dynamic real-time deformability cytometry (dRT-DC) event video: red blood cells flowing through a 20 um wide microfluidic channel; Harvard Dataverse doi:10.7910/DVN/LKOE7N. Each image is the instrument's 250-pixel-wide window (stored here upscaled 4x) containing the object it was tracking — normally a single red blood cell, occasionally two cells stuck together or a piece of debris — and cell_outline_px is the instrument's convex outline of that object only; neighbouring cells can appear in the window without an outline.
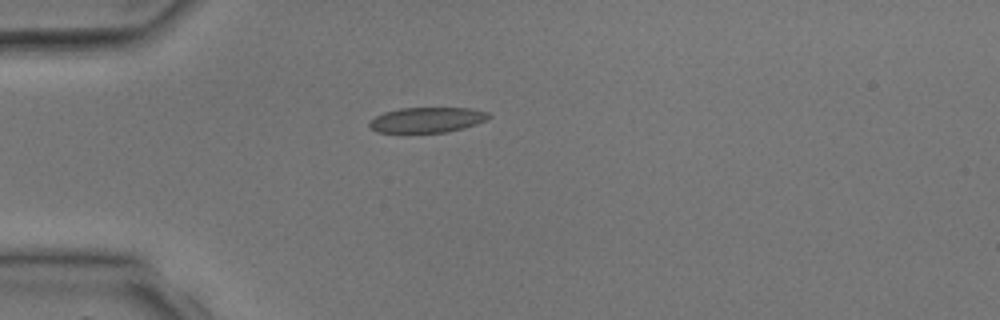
{"species": "common noctule bat (a hibernating species)", "species_latin": "Nyctalus noctula", "temperature_condition": "room temperature", "stored_images_in_passage": 3, "camera_frame_rate_fps": 3000, "um_per_image_px": 0.085, "animal": {"sex": "male", "body_mass_g": 17.9, "forearm_length_mm": 54.2}, "frame": {"image": 1, "passage_image": 3, "time_ms": 3.333, "image_size_px": [1000, 320], "cell_outline_px": [[492, 116], [476, 124], [464, 128], [444, 132], [376, 132], [368, 128], [368, 124], [376, 116], [384, 112], [400, 108], [472, 108], [488, 112]], "centroid_in_image_um": [36.29, 10.18], "position_along_channel_um": 48.7, "area_um2": 17.51}}